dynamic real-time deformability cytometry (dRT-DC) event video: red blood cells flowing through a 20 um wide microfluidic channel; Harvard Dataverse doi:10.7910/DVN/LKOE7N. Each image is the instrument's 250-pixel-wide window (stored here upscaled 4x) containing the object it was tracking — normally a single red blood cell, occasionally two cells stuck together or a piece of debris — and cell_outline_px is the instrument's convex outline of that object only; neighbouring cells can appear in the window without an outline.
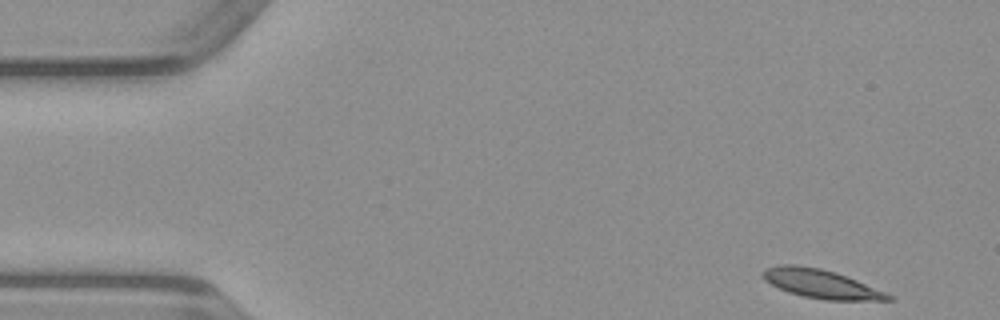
{"species": "common noctule bat (a hibernating species)", "species_latin": "Nyctalus noctula", "temperature_condition": "warm", "stored_images_in_passage": 47, "camera_frame_rate_fps": 3000, "um_per_image_px": 0.085, "animal": {"sex": "male", "body_mass_g": 23.1, "forearm_length_mm": 52.7}, "frame": {"image": 1, "passage_image": 1, "time_ms": 0.0, "image_size_px": [1000, 320], "cell_outline_px": [[896, 300], [824, 300], [804, 296], [788, 292], [764, 280], [764, 272], [768, 268], [780, 264], [796, 264], [820, 268], [836, 272], [848, 276], [884, 292], [892, 296]], "centroid_in_image_um": [69.81, 24.12], "position_along_channel_um": 15.2, "area_um2": 20.75}}
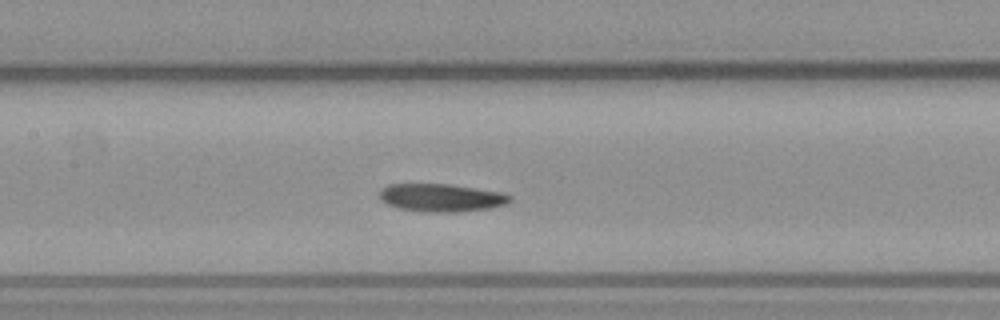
{"frame": {"image": 2, "passage_image": 20, "time_ms": 6.333, "image_size_px": [1000, 320], "cell_outline_px": [[512, 200], [508, 204], [492, 208], [456, 212], [428, 212], [400, 208], [388, 204], [380, 200], [380, 188], [388, 184], [448, 184], [500, 192], [512, 196]], "centroid_in_image_um": [37.52, 16.8], "position_along_channel_um": 169.9, "area_um2": 21.21}}
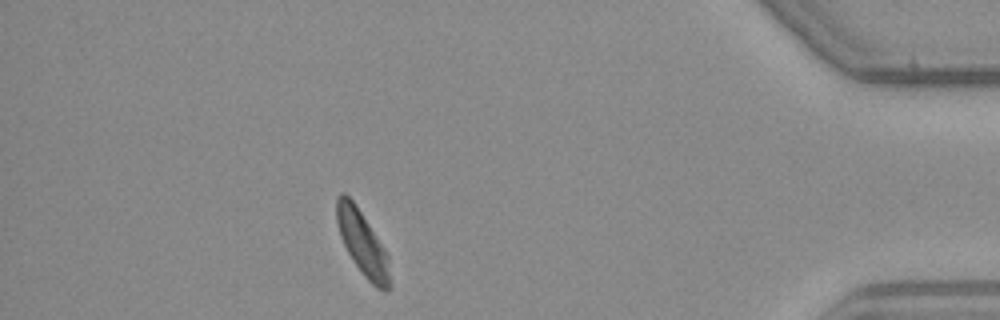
{"frame": {"image": 3, "passage_image": 41, "time_ms": 13.333, "image_size_px": [1000, 320], "cell_outline_px": [[388, 292], [384, 292], [376, 288], [364, 276], [352, 260], [340, 236], [336, 220], [336, 196], [340, 192], [344, 192], [356, 204], [384, 248], [388, 256]], "centroid_in_image_um": [30.76, 20.62], "position_along_channel_um": 404.4, "area_um2": 19.65}}